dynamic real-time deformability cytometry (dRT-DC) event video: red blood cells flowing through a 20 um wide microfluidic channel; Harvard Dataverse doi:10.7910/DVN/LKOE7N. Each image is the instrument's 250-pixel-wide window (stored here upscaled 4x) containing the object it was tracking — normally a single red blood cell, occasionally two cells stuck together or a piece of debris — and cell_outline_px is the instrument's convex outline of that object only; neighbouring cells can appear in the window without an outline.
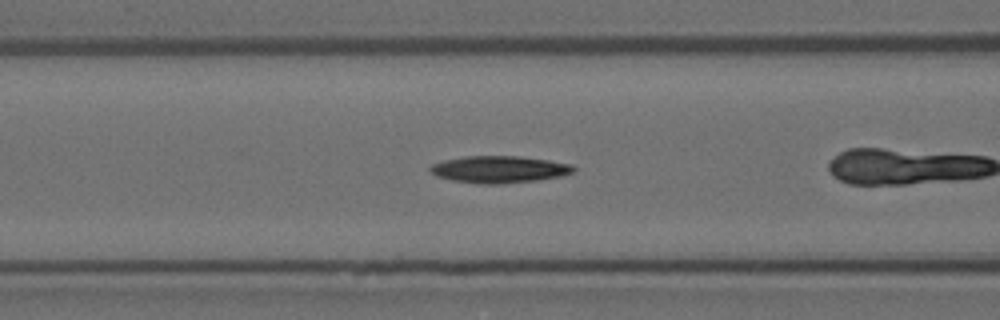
{"species": "Egyptian fruit bat (a non-hibernating species)", "species_latin": "Rousettus aegyptiacus", "temperature_condition": "room temperature", "stored_images_in_passage": 41, "camera_frame_rate_fps": 3000, "um_per_image_px": 0.085, "animal": {"sex": "female"}, "frame": {"image": 1, "passage_image": 6, "time_ms": 1.667, "image_size_px": [1000, 320], "cell_outline_px": [[576, 172], [560, 176], [540, 180], [496, 184], [480, 184], [452, 180], [436, 176], [428, 168], [432, 164], [444, 160], [468, 156], [520, 156], [548, 160], [572, 164], [576, 168]], "centroid_in_image_um": [42.47, 14.4], "position_along_channel_um": 124.1, "area_um2": 22.6}}
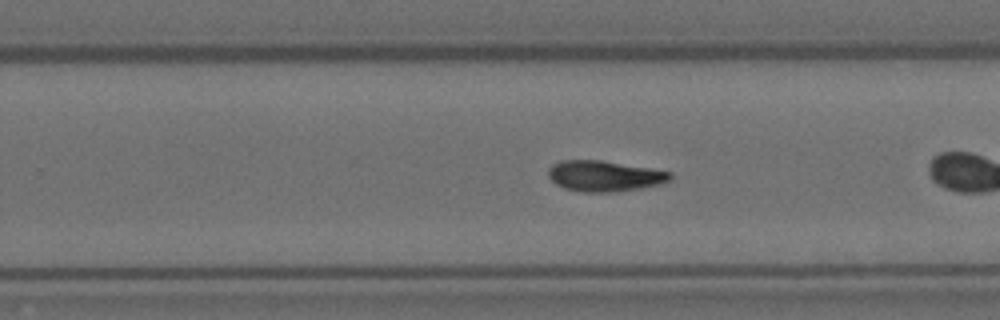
{"frame": {"image": 2, "passage_image": 19, "time_ms": 6.0, "image_size_px": [1000, 320], "cell_outline_px": [[672, 176], [668, 180], [660, 184], [640, 188], [616, 192], [584, 192], [564, 188], [556, 184], [548, 176], [548, 168], [552, 164], [560, 160], [600, 160], [672, 172]], "centroid_in_image_um": [51.34, 14.96], "position_along_channel_um": 278.5, "area_um2": 21.73}}
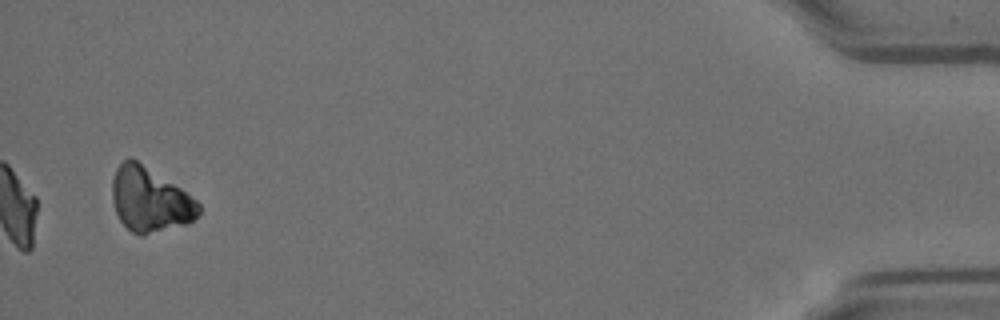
{"frame": {"image": 3, "passage_image": 41, "time_ms": 13.333, "image_size_px": [1000, 320], "cell_outline_px": [[200, 212], [188, 224], [144, 236], [140, 236], [132, 232], [120, 220], [116, 212], [112, 200], [112, 176], [116, 168], [128, 156], [132, 156], [180, 188], [196, 200], [200, 204]], "centroid_in_image_um": [12.71, 16.97], "position_along_channel_um": 422.5, "area_um2": 32.71}, "authors_computed_cell_mechanics": {"area_um2": 21.4438, "velocity_mm_per_s": 3.5658, "shape_relaxation_time_tau1_ms": 9.3738, "shape_relaxation_time_tau2_ms": null, "deformation_change_tau1": 0.2538, "deformation_change_tau2": null}}